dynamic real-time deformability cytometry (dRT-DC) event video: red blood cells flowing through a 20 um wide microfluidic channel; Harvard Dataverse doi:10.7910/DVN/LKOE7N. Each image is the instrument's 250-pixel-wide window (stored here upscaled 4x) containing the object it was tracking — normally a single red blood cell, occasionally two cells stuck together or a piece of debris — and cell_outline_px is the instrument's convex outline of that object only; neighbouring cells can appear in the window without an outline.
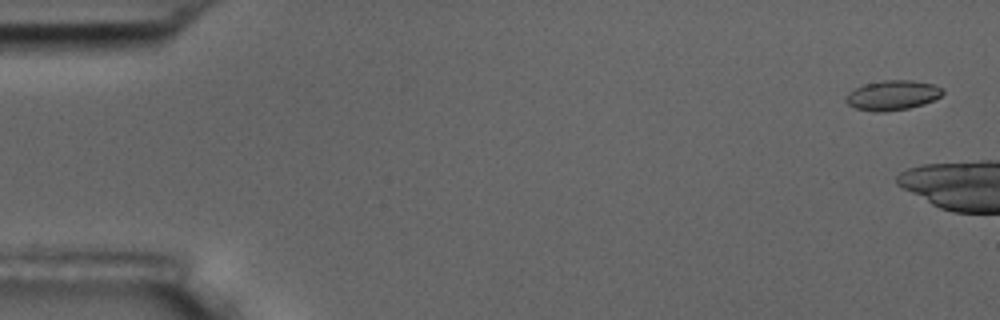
{"species": "common noctule bat (a hibernating species)", "species_latin": "Nyctalus noctula", "temperature_condition": "room temperature", "stored_images_in_passage": 3, "camera_frame_rate_fps": 3000, "um_per_image_px": 0.085, "animal": {"sex": "male", "body_mass_g": 17.5, "forearm_length_mm": 52.3}, "frame": {"image": 1, "passage_image": 1, "time_ms": 0.0, "image_size_px": [1000, 320], "cell_outline_px": [[944, 92], [940, 96], [924, 104], [908, 108], [884, 112], [872, 112], [856, 108], [848, 104], [844, 100], [844, 96], [848, 92], [864, 84], [884, 80], [912, 80], [932, 84], [944, 88]], "centroid_in_image_um": [75.84, 8.1], "position_along_channel_um": 9.2, "area_um2": 16.88}}